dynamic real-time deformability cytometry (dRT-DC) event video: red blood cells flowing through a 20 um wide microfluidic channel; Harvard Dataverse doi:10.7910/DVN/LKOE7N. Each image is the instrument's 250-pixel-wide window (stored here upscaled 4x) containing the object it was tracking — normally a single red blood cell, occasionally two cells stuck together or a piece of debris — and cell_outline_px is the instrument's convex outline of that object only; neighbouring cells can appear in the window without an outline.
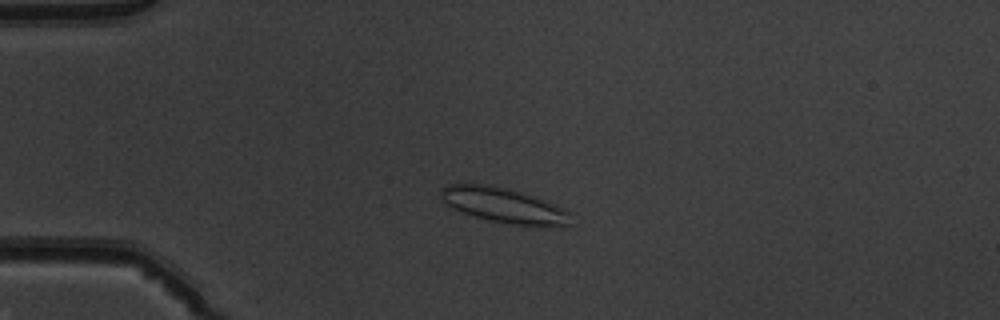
{"species": "common noctule bat (a hibernating species)", "species_latin": "Nyctalus noctula", "temperature_condition": "warm", "stored_images_in_passage": 44, "camera_frame_rate_fps": 3000, "um_per_image_px": 0.085, "animal": {"sex": "male", "body_mass_g": 19.5, "forearm_length_mm": 54.6}, "frame": {"image": 1, "passage_image": 6, "time_ms": 1.667, "image_size_px": [1000, 320], "cell_outline_px": [[568, 224], [536, 228], [488, 220], [452, 208], [444, 204], [440, 200], [440, 192], [448, 184], [484, 184], [508, 188], [544, 200], [564, 208], [568, 212]], "centroid_in_image_um": [42.78, 17.46], "position_along_channel_um": 42.2, "area_um2": 26.36}}
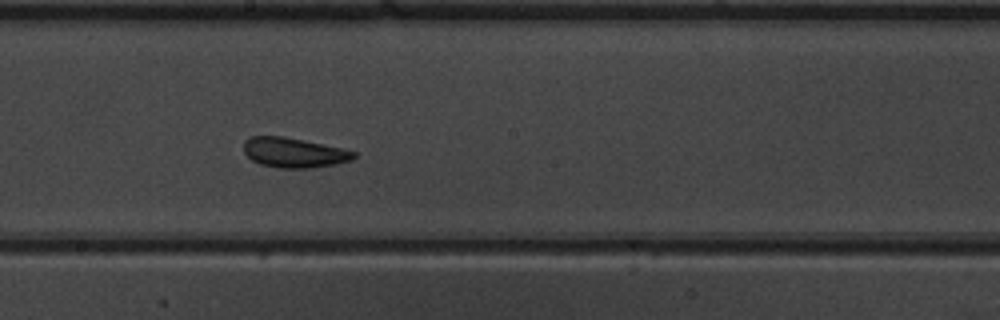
{"frame": {"image": 2, "passage_image": 22, "time_ms": 7.0, "image_size_px": [1000, 320], "cell_outline_px": [[356, 156], [352, 160], [336, 164], [308, 168], [280, 168], [260, 164], [252, 160], [244, 152], [244, 140], [248, 136], [284, 136], [344, 148], [356, 152]], "centroid_in_image_um": [24.99, 12.96], "position_along_channel_um": 223.2, "area_um2": 19.31}}
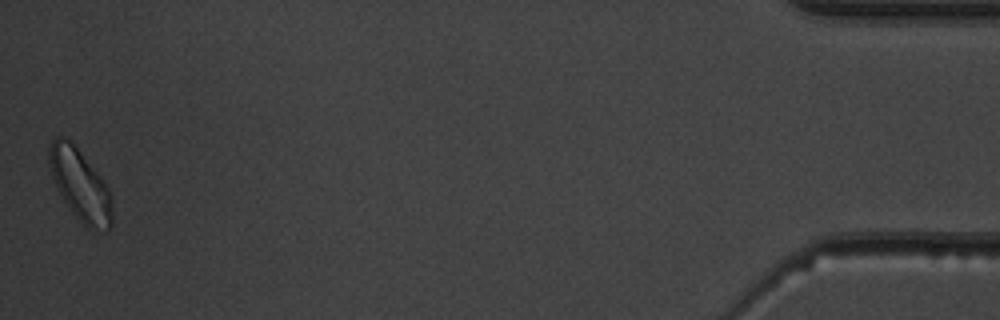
{"frame": {"image": 3, "passage_image": 44, "time_ms": 14.333, "image_size_px": [1000, 320], "cell_outline_px": [[112, 228], [108, 232], [88, 228], [72, 212], [56, 188], [48, 164], [48, 148], [52, 140], [56, 136], [64, 136], [76, 148], [100, 176], [112, 200]], "centroid_in_image_um": [6.8, 15.75], "position_along_channel_um": 428.4, "area_um2": 25.89}, "authors_computed_cell_mechanics": {"area_um2": 20.6924, "velocity_mm_per_s": 3.9758, "shape_relaxation_time_tau1_ms": 4.096, "shape_relaxation_time_tau2_ms": 1.5176, "deformation_change_tau1": 0.0708, "deformation_change_tau2": 0.0689}}